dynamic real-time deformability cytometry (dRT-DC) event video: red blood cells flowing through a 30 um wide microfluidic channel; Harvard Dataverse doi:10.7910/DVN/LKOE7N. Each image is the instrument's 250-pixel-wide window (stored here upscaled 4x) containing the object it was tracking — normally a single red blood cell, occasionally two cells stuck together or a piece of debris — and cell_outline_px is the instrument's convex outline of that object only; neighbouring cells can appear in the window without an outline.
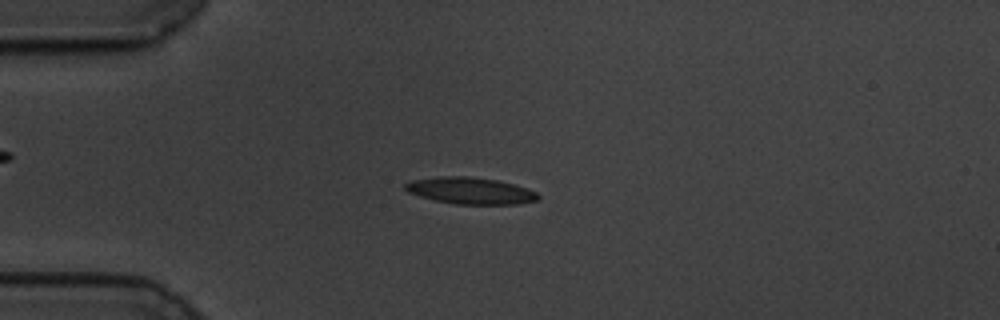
{"species": "common noctule bat (a hibernating species)", "species_latin": "Nyctalus noctula", "temperature_condition": "cold", "stored_images_in_passage": 57, "camera_frame_rate_fps": 3000, "um_per_image_px": 0.085, "animal": {"sex": "male", "body_mass_g": 19.5, "forearm_length_mm": 54.6}, "frame": {"image": 1, "passage_image": 14, "time_ms": 4.333, "image_size_px": [1000, 320], "cell_outline_px": [[540, 196], [536, 200], [516, 204], [456, 204], [436, 200], [420, 196], [408, 192], [404, 188], [404, 184], [412, 180], [436, 176], [468, 176], [496, 180], [516, 184], [536, 192]], "centroid_in_image_um": [39.97, 16.2], "position_along_channel_um": 45.0, "area_um2": 20.58}}
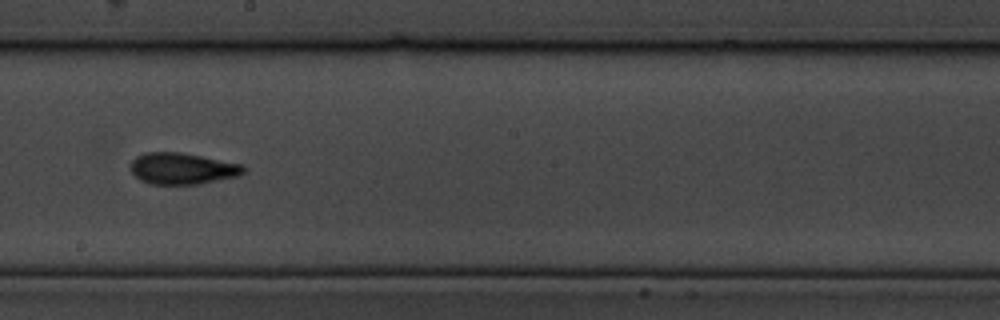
{"frame": {"image": 2, "passage_image": 32, "time_ms": 10.333, "image_size_px": [1000, 320], "cell_outline_px": [[244, 172], [240, 176], [196, 184], [148, 184], [140, 180], [128, 168], [128, 164], [136, 156], [144, 152], [180, 152], [244, 164]], "centroid_in_image_um": [15.46, 14.32], "position_along_channel_um": 232.7, "area_um2": 20.92}}
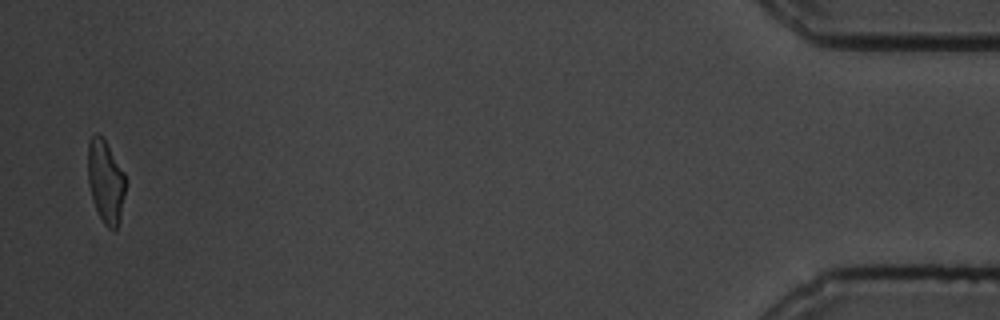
{"frame": {"image": 3, "passage_image": 56, "time_ms": 18.333, "image_size_px": [1000, 320], "cell_outline_px": [[124, 192], [120, 220], [116, 228], [112, 232], [104, 224], [96, 208], [88, 184], [88, 140], [96, 132], [104, 136], [124, 172]], "centroid_in_image_um": [8.97, 15.37], "position_along_channel_um": 426.2, "area_um2": 18.21}, "authors_computed_cell_mechanics": {"area_um2": 19.5942, "velocity_mm_per_s": 3.4599, "shape_relaxation_time_tau1_ms": 4.0828, "shape_relaxation_time_tau2_ms": 1.5683, "deformation_change_tau1": 0.1562, "deformation_change_tau2": 0.09}}